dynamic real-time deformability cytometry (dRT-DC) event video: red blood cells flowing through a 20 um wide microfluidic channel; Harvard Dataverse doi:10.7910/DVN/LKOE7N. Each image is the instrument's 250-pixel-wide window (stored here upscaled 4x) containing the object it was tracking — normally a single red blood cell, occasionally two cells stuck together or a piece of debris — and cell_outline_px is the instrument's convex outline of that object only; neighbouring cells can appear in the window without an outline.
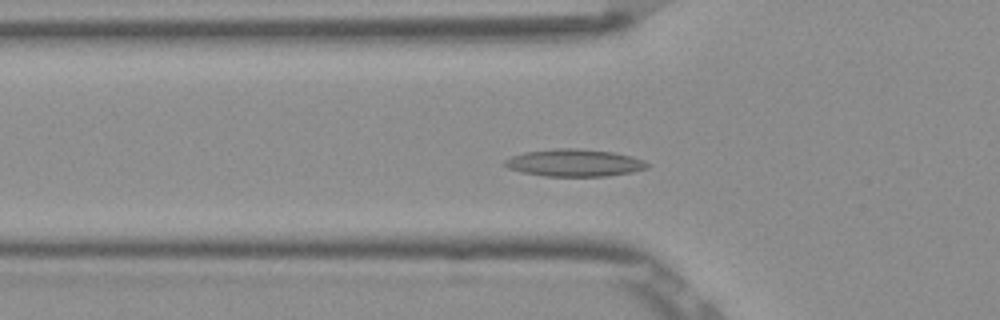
{"species": "Egyptian fruit bat (a non-hibernating species)", "species_latin": "Rousettus aegyptiacus", "temperature_condition": "room temperature", "stored_images_in_passage": 37, "camera_frame_rate_fps": 3000, "um_per_image_px": 0.085, "frame": {"image": 1, "passage_image": 2, "time_ms": 0.333, "image_size_px": [1000, 320], "cell_outline_px": [[648, 168], [632, 172], [604, 176], [544, 176], [524, 172], [508, 168], [504, 164], [504, 160], [512, 156], [524, 152], [552, 148], [576, 148], [612, 152], [632, 156], [644, 160], [648, 164]], "centroid_in_image_um": [48.82, 13.83], "position_along_channel_um": 77.0, "area_um2": 22.6}}
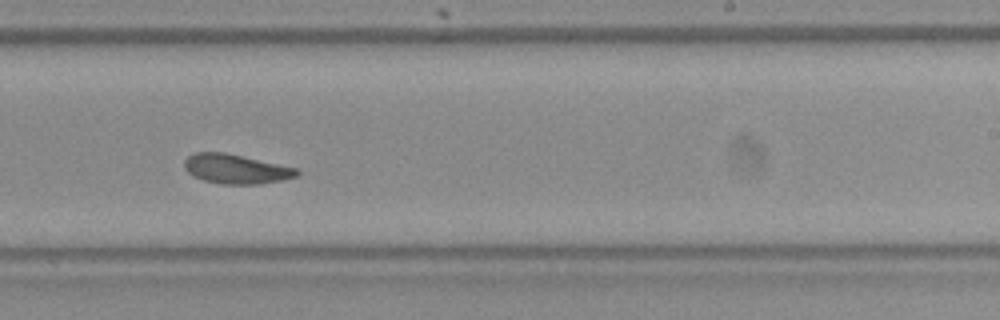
{"frame": {"image": 2, "passage_image": 17, "time_ms": 5.333, "image_size_px": [1000, 320], "cell_outline_px": [[300, 172], [296, 176], [280, 180], [260, 184], [220, 184], [204, 180], [192, 176], [184, 168], [184, 160], [188, 156], [196, 152], [224, 152], [300, 168]], "centroid_in_image_um": [20.06, 14.36], "position_along_channel_um": 268.9, "area_um2": 19.42}}
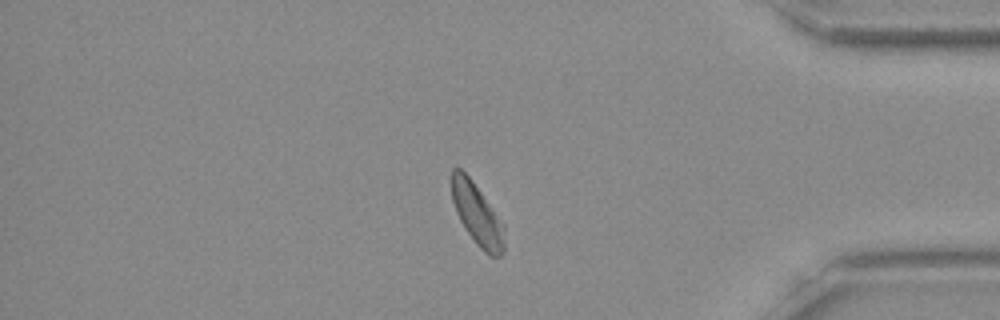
{"frame": {"image": 3, "passage_image": 29, "time_ms": 9.333, "image_size_px": [1000, 320], "cell_outline_px": [[504, 252], [500, 256], [488, 256], [476, 244], [464, 228], [456, 212], [452, 200], [452, 168], [460, 168], [472, 180], [504, 224]], "centroid_in_image_um": [40.56, 18.26], "position_along_channel_um": 394.6, "area_um2": 18.84}, "authors_computed_cell_mechanics": {"area_um2": 19.4208, "velocity_mm_per_s": 3.8317, "shape_relaxation_time_tau1_ms": null, "shape_relaxation_time_tau2_ms": 7.85, "deformation_change_tau1": null, "deformation_change_tau2": 0.1498}}